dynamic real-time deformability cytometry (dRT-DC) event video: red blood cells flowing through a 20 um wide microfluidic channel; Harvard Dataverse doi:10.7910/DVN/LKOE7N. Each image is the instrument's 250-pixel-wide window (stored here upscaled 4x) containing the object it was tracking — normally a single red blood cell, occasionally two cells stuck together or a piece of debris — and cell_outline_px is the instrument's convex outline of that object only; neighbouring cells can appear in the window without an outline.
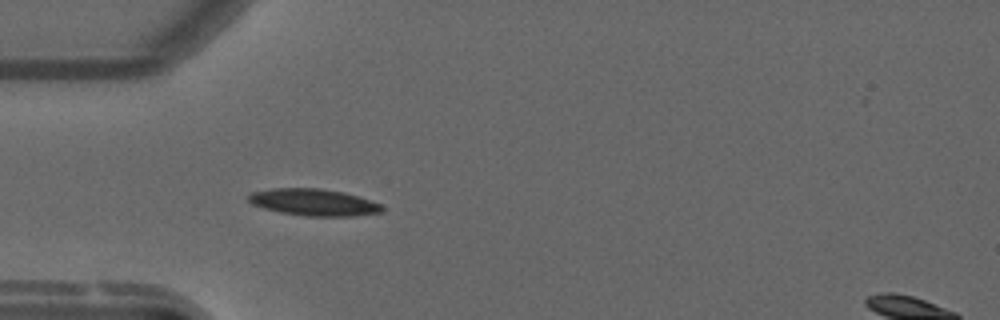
{"species": "common noctule bat (a hibernating species)", "species_latin": "Nyctalus noctula", "temperature_condition": "warm", "stored_images_in_passage": 39, "camera_frame_rate_fps": 3000, "um_per_image_px": 0.085, "animal": {"sex": "male", "forearm_length_mm": 52.5}, "frame": {"image": 1, "passage_image": 5, "time_ms": 1.333, "image_size_px": [1000, 320], "cell_outline_px": [[384, 208], [380, 212], [356, 216], [308, 216], [280, 212], [264, 208], [252, 204], [248, 200], [248, 196], [252, 192], [272, 188], [320, 188], [344, 192], [380, 204]], "centroid_in_image_um": [26.64, 17.19], "position_along_channel_um": 58.4, "area_um2": 20.69}}
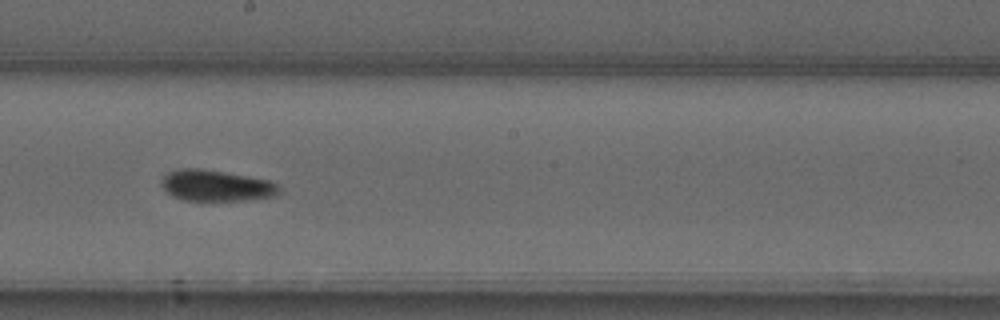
{"frame": {"image": 2, "passage_image": 19, "time_ms": 6.0, "image_size_px": [1000, 320], "cell_outline_px": [[280, 192], [276, 196], [248, 200], [184, 200], [168, 192], [160, 184], [160, 180], [168, 172], [180, 168], [200, 168], [248, 176], [268, 180], [276, 184], [280, 188]], "centroid_in_image_um": [18.38, 15.77], "position_along_channel_um": 229.8, "area_um2": 21.21}}
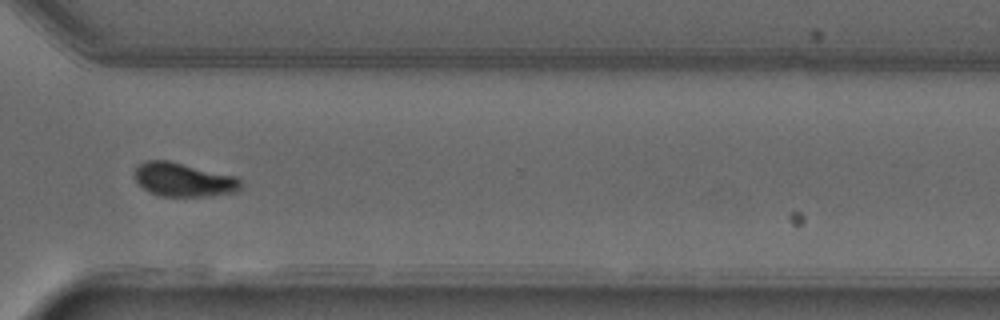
{"frame": {"image": 3, "passage_image": 29, "time_ms": 9.333, "image_size_px": [1000, 320], "cell_outline_px": [[244, 188], [236, 192], [212, 196], [160, 196], [144, 188], [136, 180], [136, 164], [144, 160], [168, 160], [236, 176], [244, 184]], "centroid_in_image_um": [15.66, 15.27], "position_along_channel_um": 354.9, "area_um2": 21.04}, "authors_computed_cell_mechanics": {"area_um2": 21.0392, "velocity_mm_per_s": 3.7618, "shape_relaxation_time_tau1_ms": 3.6157, "shape_relaxation_time_tau2_ms": 6.4664, "deformation_change_tau1": 0.1514, "deformation_change_tau2": 0.0947}}